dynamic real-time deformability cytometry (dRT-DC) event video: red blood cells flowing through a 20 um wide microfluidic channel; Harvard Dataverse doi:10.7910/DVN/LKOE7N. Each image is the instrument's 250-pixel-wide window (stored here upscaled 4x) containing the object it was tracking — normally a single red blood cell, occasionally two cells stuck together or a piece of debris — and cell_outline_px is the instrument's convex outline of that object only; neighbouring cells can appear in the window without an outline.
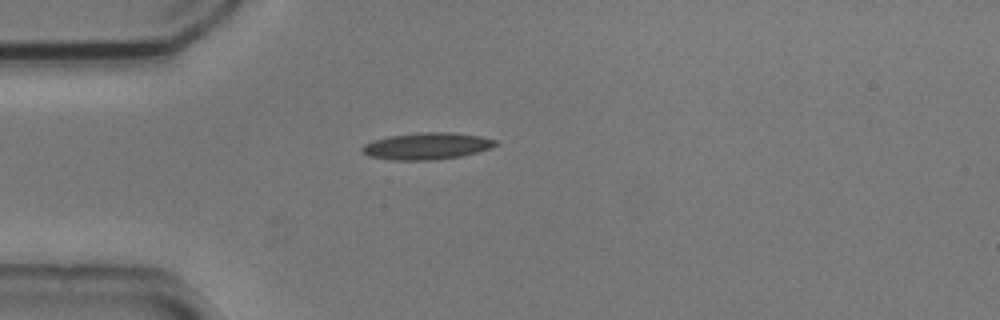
{"species": "common noctule bat (a hibernating species)", "species_latin": "Nyctalus noctula", "temperature_condition": "cold", "stored_images_in_passage": 2, "camera_frame_rate_fps": 3000, "um_per_image_px": 0.085, "animal": {"sex": "male", "body_mass_g": 20.5, "forearm_length_mm": 52.5}, "frame": {"image": 1, "passage_image": 1, "time_ms": 0.0, "image_size_px": [1000, 320], "cell_outline_px": [[500, 144], [476, 152], [460, 156], [436, 160], [392, 160], [368, 156], [360, 152], [360, 148], [364, 144], [372, 140], [388, 136], [420, 132], [452, 132], [480, 136], [496, 140]], "centroid_in_image_um": [36.23, 12.41], "position_along_channel_um": 48.8, "area_um2": 20.98}}